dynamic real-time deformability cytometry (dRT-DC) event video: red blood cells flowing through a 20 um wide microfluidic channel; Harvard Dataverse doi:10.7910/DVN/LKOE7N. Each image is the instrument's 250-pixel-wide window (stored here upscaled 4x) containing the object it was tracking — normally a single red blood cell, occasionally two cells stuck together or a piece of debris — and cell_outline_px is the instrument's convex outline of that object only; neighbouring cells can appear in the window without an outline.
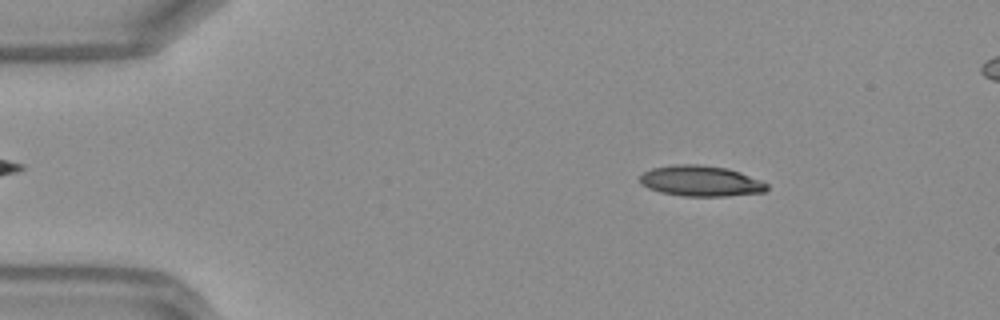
{"species": "Egyptian fruit bat (a non-hibernating species)", "species_latin": "Rousettus aegyptiacus", "temperature_condition": "warm", "stored_images_in_passage": 48, "camera_frame_rate_fps": 3000, "um_per_image_px": 0.085, "frame": {"image": 1, "passage_image": 7, "time_ms": 2.0, "image_size_px": [1000, 320], "cell_outline_px": [[768, 188], [764, 192], [728, 196], [684, 196], [660, 192], [648, 188], [640, 180], [640, 176], [644, 172], [652, 168], [672, 164], [696, 164], [728, 168], [740, 172], [760, 180], [768, 184]], "centroid_in_image_um": [59.57, 15.38], "position_along_channel_um": 25.4, "area_um2": 22.66}}
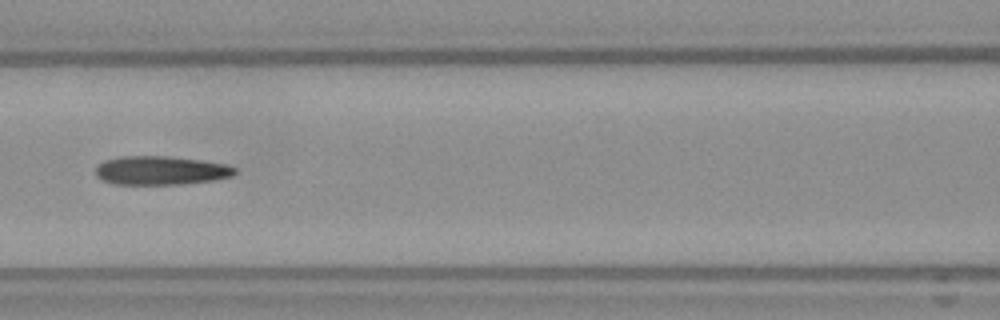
{"frame": {"image": 2, "passage_image": 21, "time_ms": 6.667, "image_size_px": [1000, 320], "cell_outline_px": [[236, 172], [232, 176], [216, 180], [184, 184], [112, 184], [100, 180], [96, 176], [96, 168], [104, 160], [120, 156], [168, 156], [200, 160], [228, 164], [236, 168]], "centroid_in_image_um": [13.67, 14.49], "position_along_channel_um": 152.9, "area_um2": 23.58}}
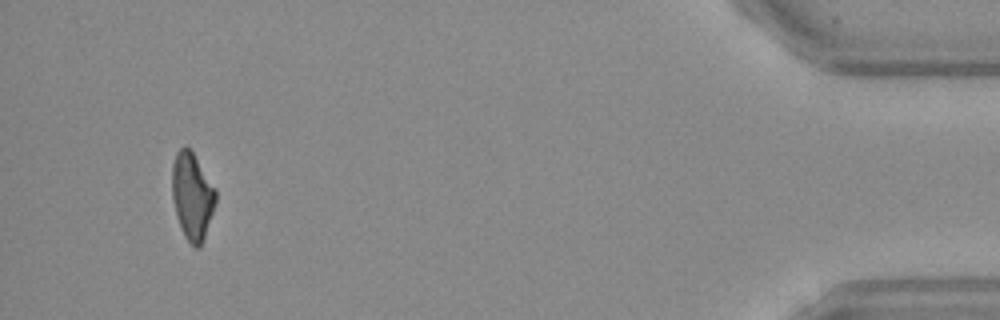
{"frame": {"image": 3, "passage_image": 45, "time_ms": 14.667, "image_size_px": [1000, 320], "cell_outline_px": [[216, 204], [200, 248], [196, 248], [184, 236], [176, 216], [172, 200], [172, 164], [176, 152], [180, 148], [188, 148], [192, 152], [216, 192]], "centroid_in_image_um": [16.31, 16.71], "position_along_channel_um": 418.9, "area_um2": 21.73}}